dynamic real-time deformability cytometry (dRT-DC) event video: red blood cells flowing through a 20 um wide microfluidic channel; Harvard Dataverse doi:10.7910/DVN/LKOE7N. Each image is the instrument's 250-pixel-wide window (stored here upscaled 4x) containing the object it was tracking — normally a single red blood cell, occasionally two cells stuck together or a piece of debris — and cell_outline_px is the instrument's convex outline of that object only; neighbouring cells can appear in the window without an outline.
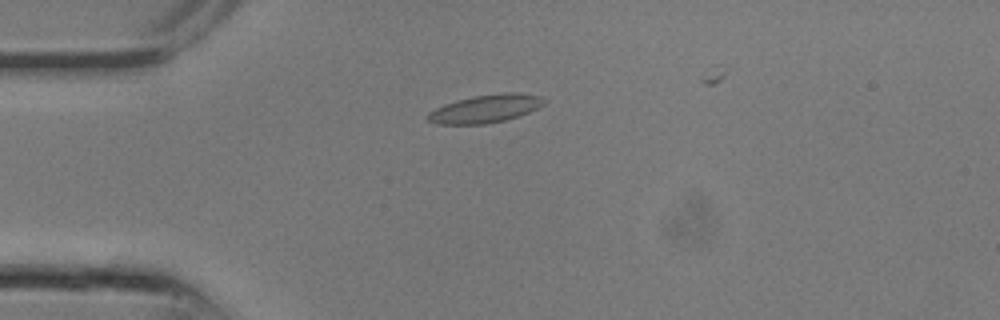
{"species": "common noctule bat (a hibernating species)", "species_latin": "Nyctalus noctula", "temperature_condition": "room temperature", "stored_images_in_passage": 8, "camera_frame_rate_fps": 3000, "um_per_image_px": 0.085, "animal": {"sex": "male", "body_mass_g": 13.3}, "frame": {"image": 1, "passage_image": 1, "time_ms": 0.0, "image_size_px": [1000, 320], "cell_outline_px": [[548, 100], [544, 104], [520, 116], [504, 120], [484, 124], [436, 124], [428, 120], [424, 116], [428, 112], [444, 104], [456, 100], [472, 96], [504, 92], [516, 92], [540, 96]], "centroid_in_image_um": [41.25, 9.23], "position_along_channel_um": 43.8, "area_um2": 19.13}}
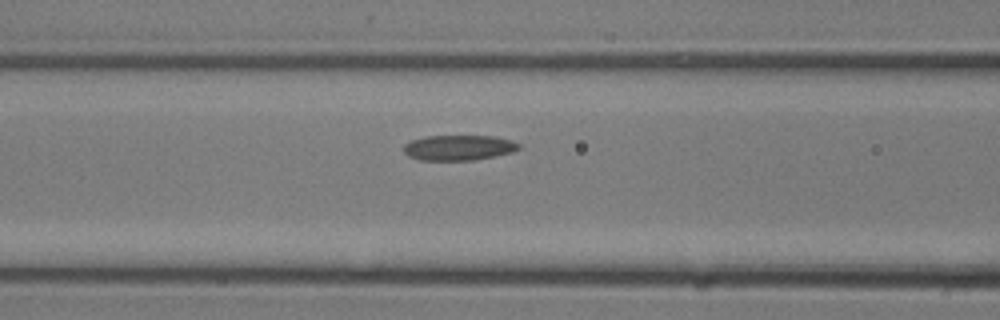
{"frame": {"image": 2, "passage_image": 5, "time_ms": 1.333, "image_size_px": [1000, 320], "cell_outline_px": [[520, 148], [512, 152], [496, 156], [476, 160], [420, 160], [408, 156], [404, 152], [404, 144], [412, 140], [424, 136], [492, 136], [512, 140], [520, 144]], "centroid_in_image_um": [39.0, 12.55], "position_along_channel_um": 127.6, "area_um2": 17.05}}
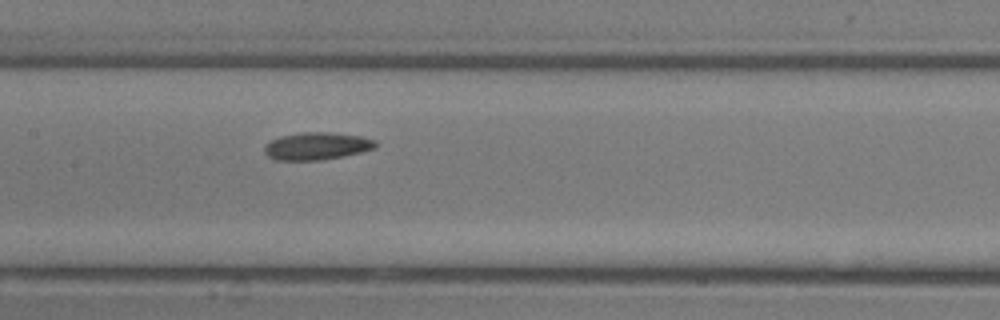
{"frame": {"image": 3, "passage_image": 7, "time_ms": 2.0, "image_size_px": [1000, 320], "cell_outline_px": [[376, 148], [344, 156], [320, 160], [276, 160], [268, 156], [264, 152], [264, 144], [280, 136], [304, 132], [328, 132], [360, 136], [376, 140]], "centroid_in_image_um": [26.91, 12.42], "position_along_channel_um": 180.5, "area_um2": 17.74}}